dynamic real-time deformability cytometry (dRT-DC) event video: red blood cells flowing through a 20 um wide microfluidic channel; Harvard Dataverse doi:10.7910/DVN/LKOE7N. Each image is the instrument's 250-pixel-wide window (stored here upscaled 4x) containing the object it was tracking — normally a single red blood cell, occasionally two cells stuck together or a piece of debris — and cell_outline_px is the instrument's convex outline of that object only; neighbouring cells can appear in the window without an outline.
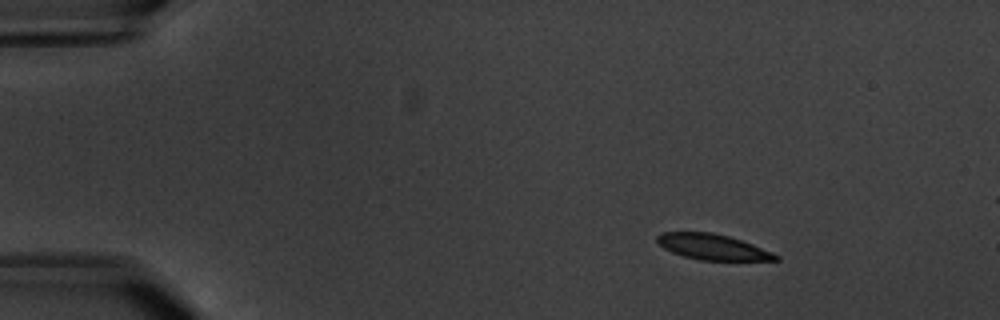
{"species": "common noctule bat (a hibernating species)", "species_latin": "Nyctalus noctula", "temperature_condition": "warm", "stored_images_in_passage": 6, "camera_frame_rate_fps": 3000, "um_per_image_px": 0.085, "animal": {"sex": "male", "body_mass_g": 20.1, "forearm_length_mm": 53.5}, "frame": {"image": 1, "passage_image": 3, "time_ms": 2.667, "image_size_px": [1000, 320], "cell_outline_px": [[780, 260], [700, 260], [684, 256], [672, 252], [664, 248], [656, 240], [656, 236], [660, 232], [712, 232], [728, 236], [752, 244], [772, 252], [780, 256]], "centroid_in_image_um": [60.56, 20.98], "position_along_channel_um": 24.4, "area_um2": 17.57}}